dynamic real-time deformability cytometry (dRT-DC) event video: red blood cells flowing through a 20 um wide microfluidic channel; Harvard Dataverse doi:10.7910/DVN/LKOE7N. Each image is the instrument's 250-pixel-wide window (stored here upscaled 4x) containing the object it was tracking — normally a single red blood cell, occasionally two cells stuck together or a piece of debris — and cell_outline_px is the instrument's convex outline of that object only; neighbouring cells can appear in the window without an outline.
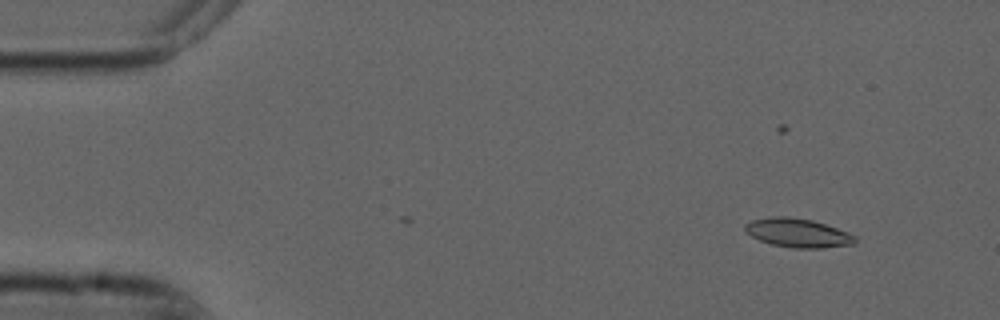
{"species": "common noctule bat (a hibernating species)", "species_latin": "Nyctalus noctula", "temperature_condition": "cold", "stored_images_in_passage": 4, "camera_frame_rate_fps": 3000, "um_per_image_px": 0.085, "animal": {"sex": "male", "forearm_length_mm": 52.5}, "frame": {"image": 1, "passage_image": 4, "time_ms": 1.0, "image_size_px": [1000, 320], "cell_outline_px": [[856, 244], [820, 248], [792, 248], [772, 244], [760, 240], [744, 232], [744, 224], [752, 220], [768, 216], [788, 216], [812, 220], [848, 232], [856, 236]], "centroid_in_image_um": [67.79, 19.79], "position_along_channel_um": 17.2, "area_um2": 18.61}}